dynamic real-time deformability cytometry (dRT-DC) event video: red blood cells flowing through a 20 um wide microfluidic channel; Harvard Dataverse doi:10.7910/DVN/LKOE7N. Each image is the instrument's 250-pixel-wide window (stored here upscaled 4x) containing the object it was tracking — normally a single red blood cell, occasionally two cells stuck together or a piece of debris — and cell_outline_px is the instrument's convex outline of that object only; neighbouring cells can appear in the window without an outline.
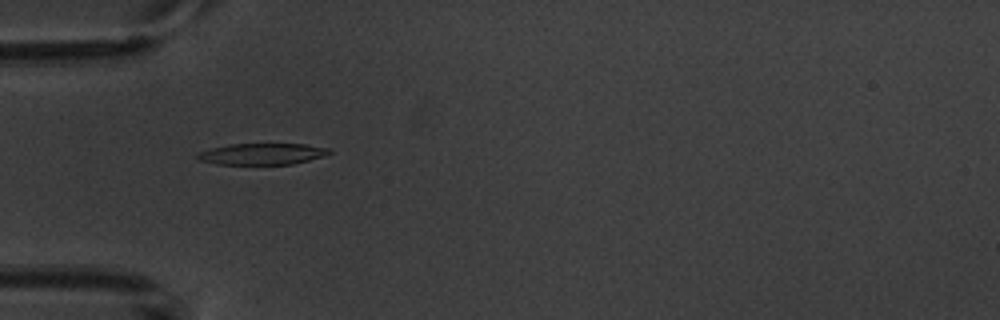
{"species": "common noctule bat (a hibernating species)", "species_latin": "Nyctalus noctula", "temperature_condition": "warm", "stored_images_in_passage": 8, "camera_frame_rate_fps": 3000, "um_per_image_px": 0.085, "animal": {"sex": "male", "body_mass_g": 20.1, "forearm_length_mm": 53.5}, "frame": {"image": 1, "passage_image": 4, "time_ms": 3.333, "image_size_px": [1000, 320], "cell_outline_px": [[332, 152], [324, 156], [292, 164], [216, 164], [200, 160], [196, 156], [196, 152], [228, 144], [304, 144], [332, 148]], "centroid_in_image_um": [22.29, 13.08], "position_along_channel_um": 62.7, "area_um2": 16.42}}
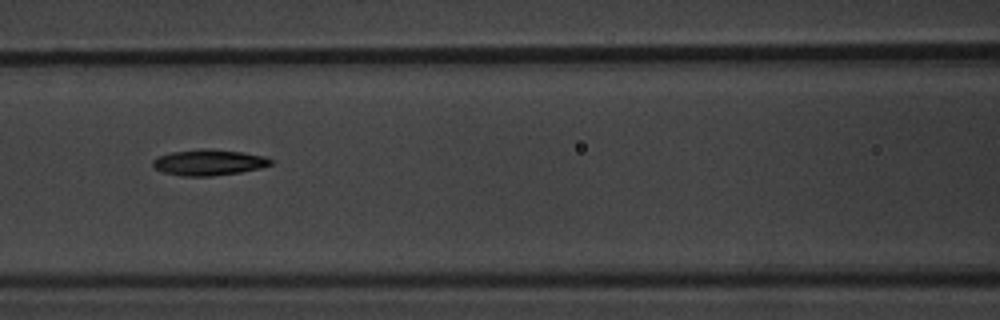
{"frame": {"image": 2, "passage_image": 6, "time_ms": 5.667, "image_size_px": [1000, 320], "cell_outline_px": [[272, 164], [260, 168], [240, 172], [212, 176], [180, 176], [164, 172], [152, 168], [152, 160], [156, 156], [172, 152], [200, 148], [208, 148], [240, 152], [264, 156], [272, 160]], "centroid_in_image_um": [17.68, 13.8], "position_along_channel_um": 148.9, "area_um2": 17.92}}
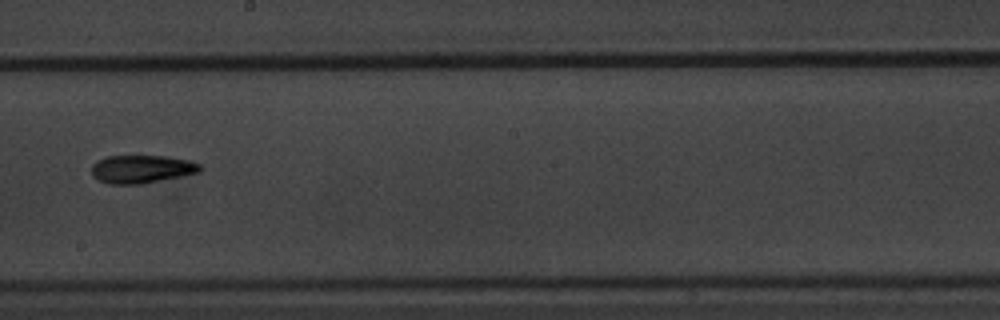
{"frame": {"image": 3, "passage_image": 8, "time_ms": 8.0, "image_size_px": [1000, 320], "cell_outline_px": [[204, 168], [200, 172], [144, 184], [112, 184], [100, 180], [92, 176], [92, 164], [96, 160], [108, 156], [164, 156], [188, 160], [200, 164]], "centroid_in_image_um": [12.05, 14.37], "position_along_channel_um": 236.1, "area_um2": 17.8}}